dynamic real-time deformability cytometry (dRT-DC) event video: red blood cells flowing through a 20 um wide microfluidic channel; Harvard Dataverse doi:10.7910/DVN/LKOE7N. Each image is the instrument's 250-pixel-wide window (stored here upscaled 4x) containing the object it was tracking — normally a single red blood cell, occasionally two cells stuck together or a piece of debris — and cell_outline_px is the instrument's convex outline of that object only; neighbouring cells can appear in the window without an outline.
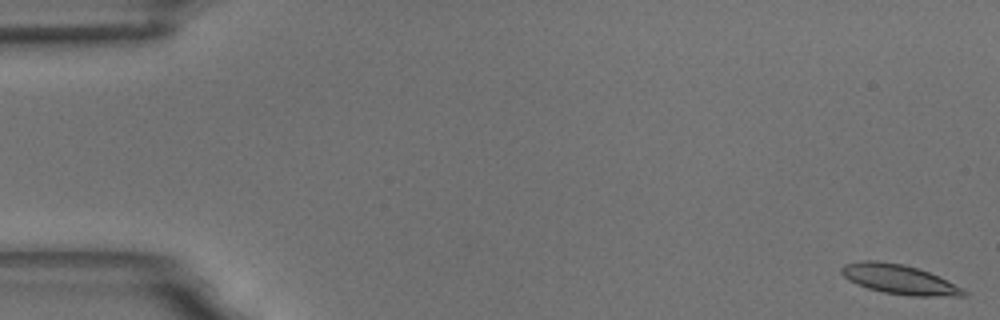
{"species": "common noctule bat (a hibernating species)", "species_latin": "Nyctalus noctula", "temperature_condition": "room temperature", "stored_images_in_passage": 60, "camera_frame_rate_fps": 3000, "um_per_image_px": 0.085, "animal": {"sex": "male", "body_mass_g": 18.8}, "frame": {"image": 1, "passage_image": 1, "time_ms": 0.0, "image_size_px": [1000, 320], "cell_outline_px": [[968, 296], [908, 296], [884, 292], [868, 288], [856, 284], [848, 280], [840, 272], [840, 268], [844, 264], [860, 260], [880, 260], [904, 264], [928, 272], [964, 288], [968, 292]], "centroid_in_image_um": [76.42, 23.74], "position_along_channel_um": 8.6, "area_um2": 21.21}}
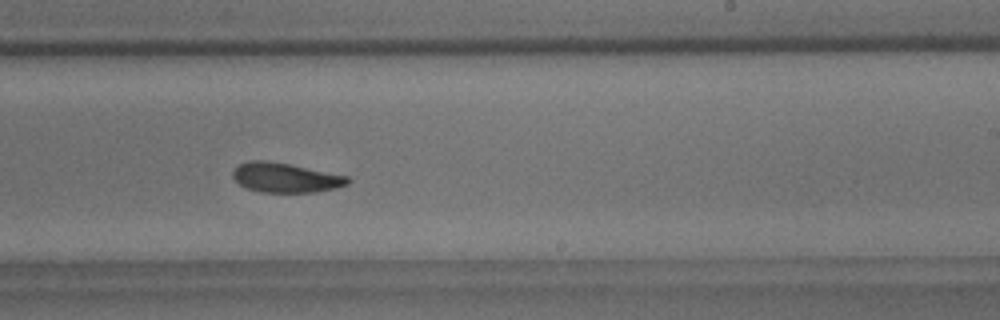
{"frame": {"image": 2, "passage_image": 36, "time_ms": 11.667, "image_size_px": [1000, 320], "cell_outline_px": [[352, 180], [348, 184], [336, 188], [316, 192], [260, 192], [248, 188], [240, 184], [232, 176], [232, 172], [240, 164], [248, 160], [268, 160], [348, 176]], "centroid_in_image_um": [24.28, 15.1], "position_along_channel_um": 264.7, "area_um2": 19.71}}
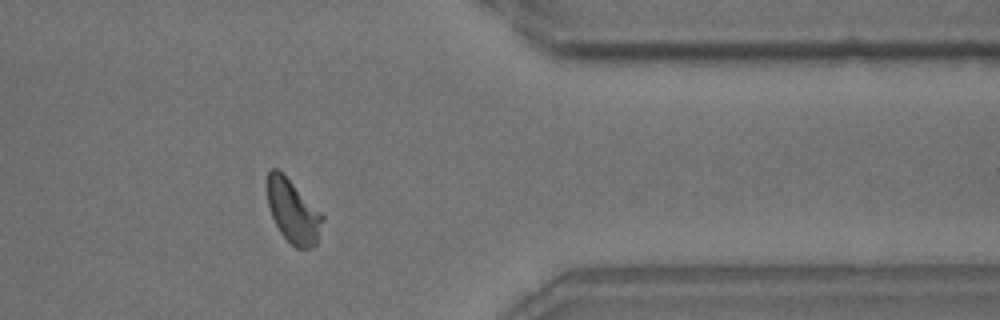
{"frame": {"image": 3, "passage_image": 48, "time_ms": 15.667, "image_size_px": [1000, 320], "cell_outline_px": [[324, 220], [316, 244], [312, 248], [296, 248], [280, 232], [272, 216], [268, 204], [268, 172], [272, 168], [276, 168], [324, 216]], "centroid_in_image_um": [24.92, 18.02], "position_along_channel_um": 386.5, "area_um2": 19.59}, "authors_computed_cell_mechanics": {"area_um2": 20.4034, "velocity_mm_per_s": 3.4305, "shape_relaxation_time_tau1_ms": 3.5093, "shape_relaxation_time_tau2_ms": 4.1498, "deformation_change_tau1": 0.1183, "deformation_change_tau2": 0.1001}}